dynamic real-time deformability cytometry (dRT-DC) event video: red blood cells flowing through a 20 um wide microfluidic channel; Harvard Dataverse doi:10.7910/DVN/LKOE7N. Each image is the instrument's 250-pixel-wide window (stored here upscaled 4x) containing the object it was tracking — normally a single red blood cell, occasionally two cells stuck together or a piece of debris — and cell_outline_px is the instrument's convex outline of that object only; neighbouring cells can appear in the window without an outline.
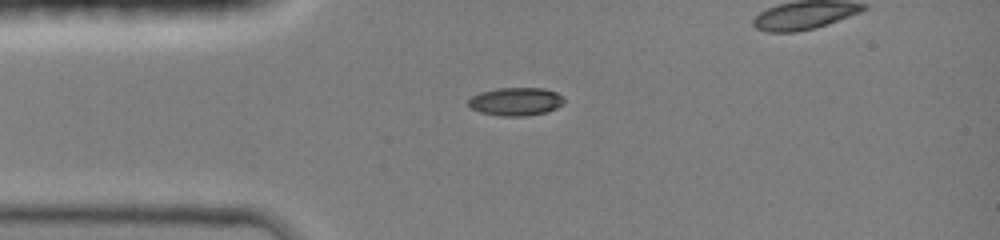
{"species": "common noctule bat (a hibernating species)", "species_latin": "Nyctalus noctula", "temperature_condition": "room temperature", "stored_images_in_passage": 23, "camera_frame_rate_fps": 3000, "um_per_image_px": 0.085, "animal": {"sex": "female", "body_mass_g": 19.0, "forearm_length_mm": 51.5}, "frame": {"image": 1, "passage_image": 1, "time_ms": 0.0, "image_size_px": [1000, 240], "cell_outline_px": [[564, 104], [548, 112], [524, 116], [500, 116], [480, 112], [472, 108], [468, 104], [468, 100], [472, 96], [480, 92], [496, 88], [544, 88], [556, 92], [564, 100]], "centroid_in_image_um": [43.84, 8.63], "position_along_channel_um": 41.2, "area_um2": 15.72}}
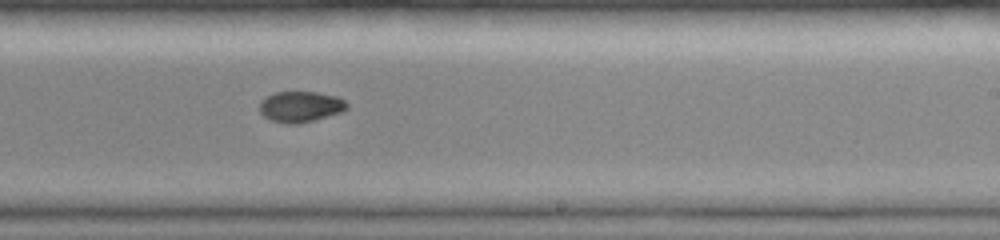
{"frame": {"image": 2, "passage_image": 14, "time_ms": 5.667, "image_size_px": [1000, 240], "cell_outline_px": [[348, 108], [340, 112], [312, 120], [296, 124], [288, 124], [272, 120], [264, 116], [260, 112], [260, 100], [276, 92], [316, 92], [336, 96], [344, 100], [348, 104]], "centroid_in_image_um": [25.53, 9.06], "position_along_channel_um": 263.5, "area_um2": 15.43}}
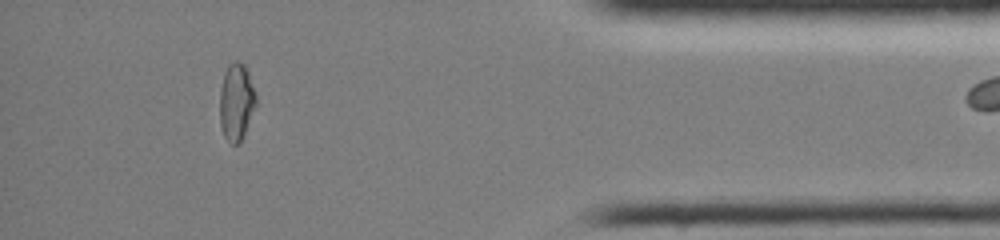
{"frame": {"image": 3, "passage_image": 22, "time_ms": 10.0, "image_size_px": [1000, 240], "cell_outline_px": [[256, 104], [240, 144], [232, 144], [224, 136], [220, 128], [220, 88], [224, 72], [228, 64], [232, 60], [236, 60], [244, 64], [248, 72], [256, 96]], "centroid_in_image_um": [20.07, 8.64], "position_along_channel_um": 415.1, "area_um2": 16.36}}